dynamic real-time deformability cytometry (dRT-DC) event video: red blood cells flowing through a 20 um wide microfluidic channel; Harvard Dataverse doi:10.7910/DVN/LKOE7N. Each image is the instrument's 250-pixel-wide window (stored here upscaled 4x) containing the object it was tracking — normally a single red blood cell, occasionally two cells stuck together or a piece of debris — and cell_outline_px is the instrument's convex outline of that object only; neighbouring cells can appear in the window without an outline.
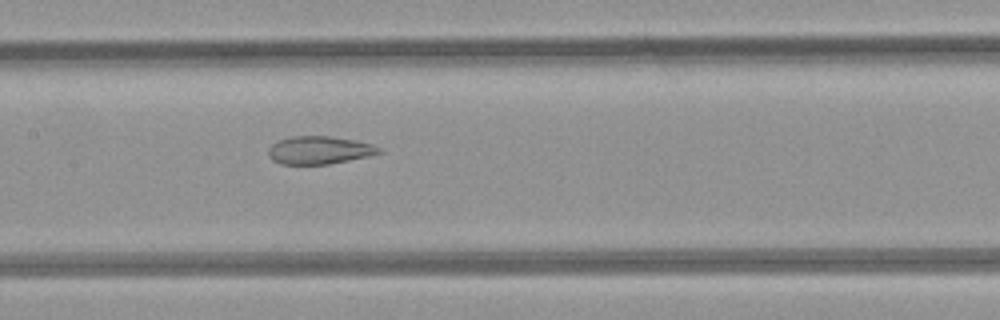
{"species": "common noctule bat (a hibernating species)", "species_latin": "Nyctalus noctula", "temperature_condition": "room temperature", "stored_images_in_passage": 5, "camera_frame_rate_fps": 3000, "um_per_image_px": 0.085, "animal": {"sex": "female", "body_mass_g": 21.9}, "frame": {"image": 1, "passage_image": 5, "time_ms": 4.667, "image_size_px": [1000, 320], "cell_outline_px": [[380, 152], [368, 156], [328, 164], [280, 164], [272, 160], [268, 156], [268, 148], [272, 144], [280, 140], [292, 136], [332, 136], [356, 140], [372, 144], [380, 148]], "centroid_in_image_um": [27.11, 12.76], "position_along_channel_um": 180.3, "area_um2": 17.92}}